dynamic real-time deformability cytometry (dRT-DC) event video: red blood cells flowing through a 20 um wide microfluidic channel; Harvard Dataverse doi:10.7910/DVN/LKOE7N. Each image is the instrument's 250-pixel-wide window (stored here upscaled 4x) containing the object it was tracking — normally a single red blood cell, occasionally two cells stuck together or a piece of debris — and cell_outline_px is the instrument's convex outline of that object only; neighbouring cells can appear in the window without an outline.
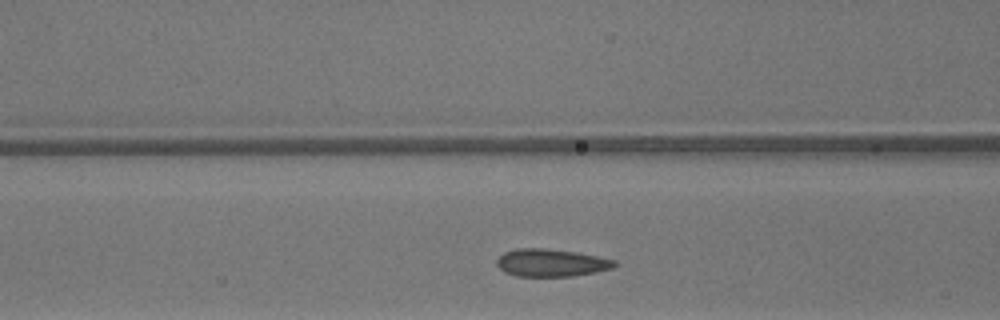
{"species": "common noctule bat (a hibernating species)", "species_latin": "Nyctalus noctula", "temperature_condition": "warm", "stored_images_in_passage": 27, "camera_frame_rate_fps": 3000, "um_per_image_px": 0.085, "animal": {"sex": "male", "body_mass_g": 13.3}, "frame": {"image": 1, "passage_image": 9, "time_ms": 2.667, "image_size_px": [1000, 320], "cell_outline_px": [[620, 264], [612, 268], [596, 272], [572, 276], [516, 276], [504, 272], [496, 264], [496, 260], [504, 252], [516, 248], [548, 248], [576, 252], [616, 260]], "centroid_in_image_um": [46.86, 22.33], "position_along_channel_um": 119.7, "area_um2": 19.07}}
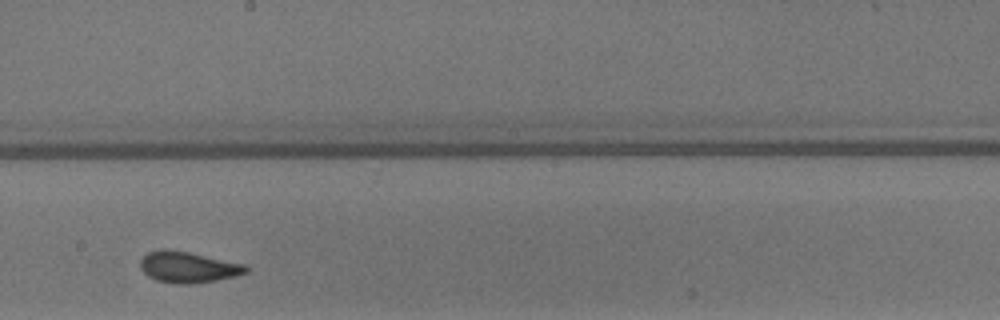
{"frame": {"image": 2, "passage_image": 17, "time_ms": 5.333, "image_size_px": [1000, 320], "cell_outline_px": [[248, 272], [236, 276], [216, 280], [192, 284], [172, 284], [156, 280], [148, 276], [140, 268], [140, 260], [148, 252], [168, 248], [248, 264]], "centroid_in_image_um": [16.01, 22.71], "position_along_channel_um": 232.2, "area_um2": 19.36}}
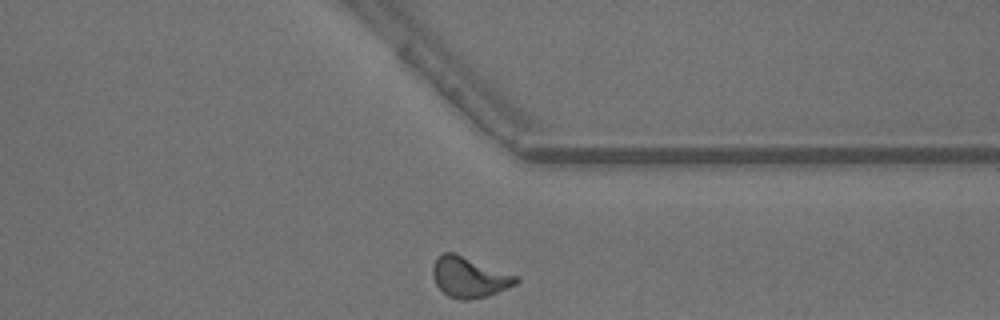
{"frame": {"image": 3, "passage_image": 27, "time_ms": 8.667, "image_size_px": [1000, 320], "cell_outline_px": [[520, 280], [516, 284], [488, 296], [468, 300], [464, 300], [448, 296], [436, 284], [432, 276], [432, 268], [436, 260], [444, 252], [452, 252], [516, 276]], "centroid_in_image_um": [39.87, 23.58], "position_along_channel_um": 371.5, "area_um2": 19.13}, "authors_computed_cell_mechanics": {"area_um2": 19.0162, "velocity_mm_per_s": 4.2249, "shape_relaxation_time_tau1_ms": null, "shape_relaxation_time_tau2_ms": 0.9106, "deformation_change_tau1": null, "deformation_change_tau2": 0.0495}}